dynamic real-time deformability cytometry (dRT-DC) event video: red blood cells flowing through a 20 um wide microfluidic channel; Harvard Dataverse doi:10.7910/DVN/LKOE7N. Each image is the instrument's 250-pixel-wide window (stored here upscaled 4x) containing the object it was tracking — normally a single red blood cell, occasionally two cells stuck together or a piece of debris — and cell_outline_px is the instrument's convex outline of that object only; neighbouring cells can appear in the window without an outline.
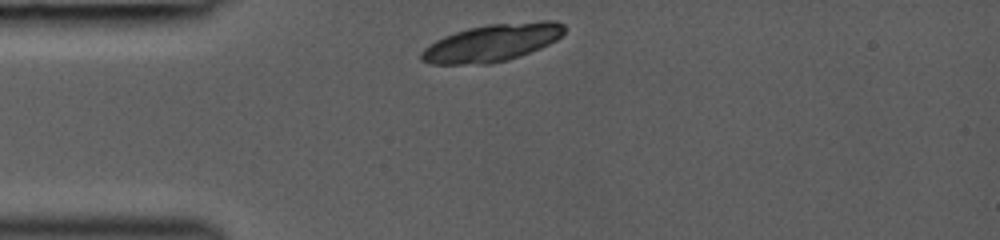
{"species": "common noctule bat (a hibernating species)", "species_latin": "Nyctalus noctula", "temperature_condition": "room temperature", "stored_images_in_passage": 2, "camera_frame_rate_fps": 3000, "um_per_image_px": 0.085, "animal": {"sex": "female", "body_mass_g": 19.0, "forearm_length_mm": 53.3}, "frame": {"image": 1, "passage_image": 1, "time_ms": 0.0, "image_size_px": [1000, 240], "cell_outline_px": [[564, 32], [556, 40], [540, 48], [508, 60], [492, 64], [432, 64], [420, 60], [420, 52], [424, 48], [436, 40], [444, 36], [468, 28], [488, 24], [540, 20], [556, 20], [564, 24]], "centroid_in_image_um": [41.83, 3.63], "position_along_channel_um": 43.2, "area_um2": 31.33}}